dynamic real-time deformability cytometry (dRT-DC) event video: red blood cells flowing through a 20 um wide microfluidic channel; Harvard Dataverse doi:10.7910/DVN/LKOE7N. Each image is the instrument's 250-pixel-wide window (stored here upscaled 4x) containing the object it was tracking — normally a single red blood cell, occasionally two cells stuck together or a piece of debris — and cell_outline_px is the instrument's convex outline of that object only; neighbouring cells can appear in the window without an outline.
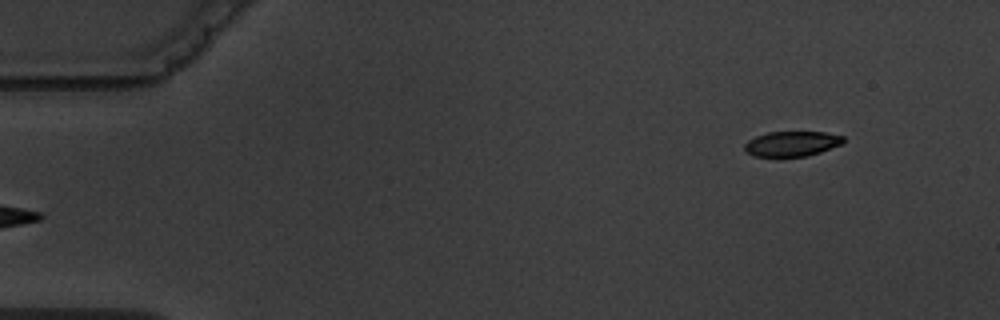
{"species": "common noctule bat (a hibernating species)", "species_latin": "Nyctalus noctula", "temperature_condition": "warm", "stored_images_in_passage": 2, "camera_frame_rate_fps": 3000, "um_per_image_px": 0.085, "animal": {"sex": "male", "body_mass_g": 19.5, "forearm_length_mm": 54.6}, "frame": {"image": 1, "passage_image": 2, "time_ms": 2.0, "image_size_px": [1000, 320], "cell_outline_px": [[844, 144], [820, 152], [804, 156], [752, 156], [744, 148], [744, 144], [748, 140], [756, 136], [768, 132], [824, 132], [844, 136]], "centroid_in_image_um": [67.33, 12.21], "position_along_channel_um": 17.7, "area_um2": 14.39}}